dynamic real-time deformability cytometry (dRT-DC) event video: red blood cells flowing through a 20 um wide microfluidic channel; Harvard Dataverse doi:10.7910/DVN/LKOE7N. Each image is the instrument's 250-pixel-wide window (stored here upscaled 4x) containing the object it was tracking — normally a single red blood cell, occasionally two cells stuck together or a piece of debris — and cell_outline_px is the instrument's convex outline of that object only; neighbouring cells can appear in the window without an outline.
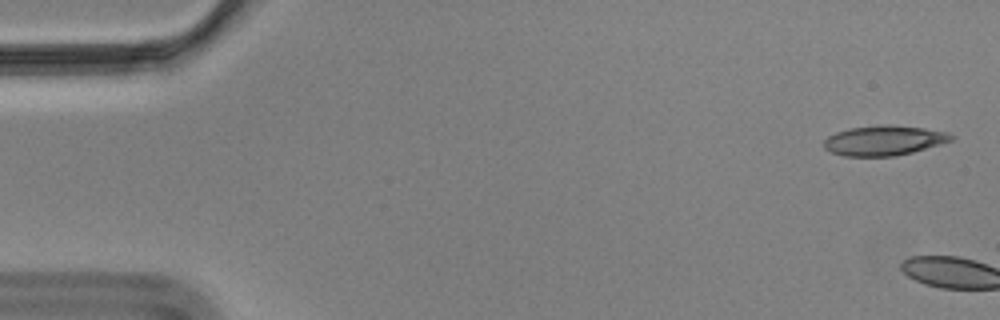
{"species": "Egyptian fruit bat (a non-hibernating species)", "species_latin": "Rousettus aegyptiacus", "temperature_condition": "cold", "stored_images_in_passage": 4, "camera_frame_rate_fps": 3000, "um_per_image_px": 0.085, "animal": {"sex": "male"}, "frame": {"image": 1, "passage_image": 2, "time_ms": 0.333, "image_size_px": [1000, 320], "cell_outline_px": [[956, 136], [952, 140], [912, 152], [896, 156], [844, 156], [832, 152], [824, 148], [824, 140], [828, 136], [836, 132], [852, 128], [876, 124], [888, 124], [924, 128], [948, 132]], "centroid_in_image_um": [75.14, 11.93], "position_along_channel_um": 9.9, "area_um2": 22.2}}